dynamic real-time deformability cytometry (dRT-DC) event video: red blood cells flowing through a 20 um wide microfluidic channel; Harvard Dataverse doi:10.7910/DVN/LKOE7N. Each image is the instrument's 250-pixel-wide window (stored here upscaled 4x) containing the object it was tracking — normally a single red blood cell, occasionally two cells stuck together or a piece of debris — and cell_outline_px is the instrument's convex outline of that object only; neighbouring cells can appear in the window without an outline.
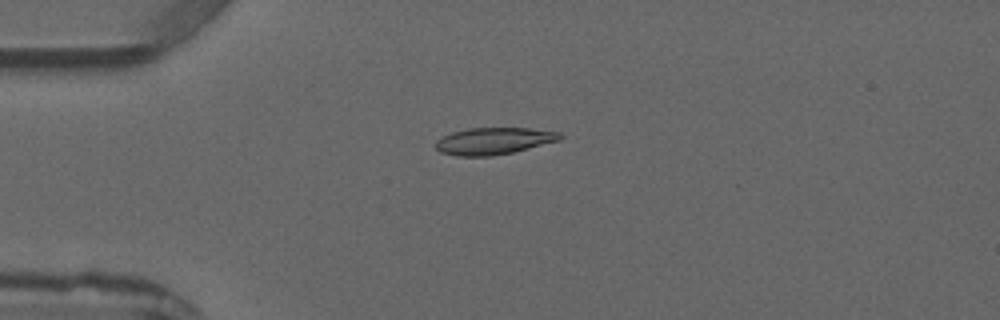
{"species": "common noctule bat (a hibernating species)", "species_latin": "Nyctalus noctula", "temperature_condition": "warm", "stored_images_in_passage": 1, "camera_frame_rate_fps": 3000, "um_per_image_px": 0.085, "animal": {"sex": "male", "forearm_length_mm": 52.5}, "frame": {"image": 1, "passage_image": 1, "time_ms": 0.0, "image_size_px": [1000, 320], "cell_outline_px": [[564, 136], [560, 140], [512, 152], [492, 156], [456, 156], [440, 152], [436, 148], [436, 140], [452, 132], [468, 128], [528, 128], [560, 132]], "centroid_in_image_um": [41.96, 11.98], "position_along_channel_um": 43.0, "area_um2": 19.42}}